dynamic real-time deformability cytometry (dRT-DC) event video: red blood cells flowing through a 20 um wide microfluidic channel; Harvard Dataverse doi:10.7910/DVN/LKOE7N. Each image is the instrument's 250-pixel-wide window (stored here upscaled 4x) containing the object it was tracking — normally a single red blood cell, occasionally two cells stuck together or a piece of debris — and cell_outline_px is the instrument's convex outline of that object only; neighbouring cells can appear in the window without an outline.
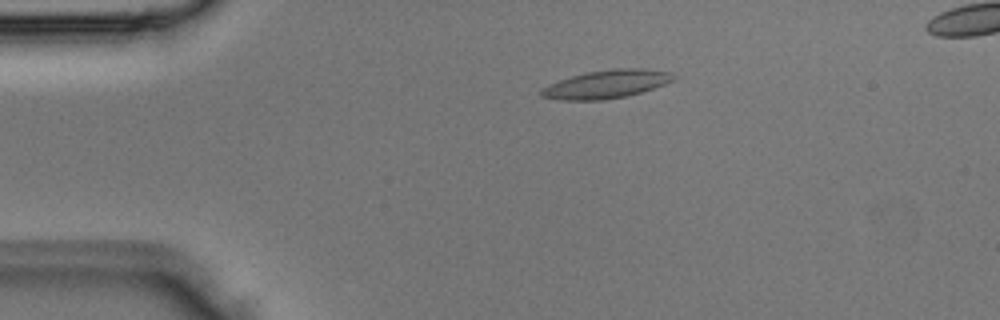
{"species": "Egyptian fruit bat (a non-hibernating species)", "species_latin": "Rousettus aegyptiacus", "temperature_condition": "room temperature", "stored_images_in_passage": 3, "camera_frame_rate_fps": 3000, "um_per_image_px": 0.085, "animal": {"sex": "male"}, "frame": {"image": 1, "passage_image": 1, "time_ms": 0.0, "image_size_px": [1000, 320], "cell_outline_px": [[676, 80], [628, 96], [600, 100], [556, 100], [540, 96], [540, 92], [548, 84], [572, 76], [588, 72], [612, 68], [644, 68], [672, 72], [676, 76]], "centroid_in_image_um": [51.57, 7.15], "position_along_channel_um": 33.4, "area_um2": 21.79}}